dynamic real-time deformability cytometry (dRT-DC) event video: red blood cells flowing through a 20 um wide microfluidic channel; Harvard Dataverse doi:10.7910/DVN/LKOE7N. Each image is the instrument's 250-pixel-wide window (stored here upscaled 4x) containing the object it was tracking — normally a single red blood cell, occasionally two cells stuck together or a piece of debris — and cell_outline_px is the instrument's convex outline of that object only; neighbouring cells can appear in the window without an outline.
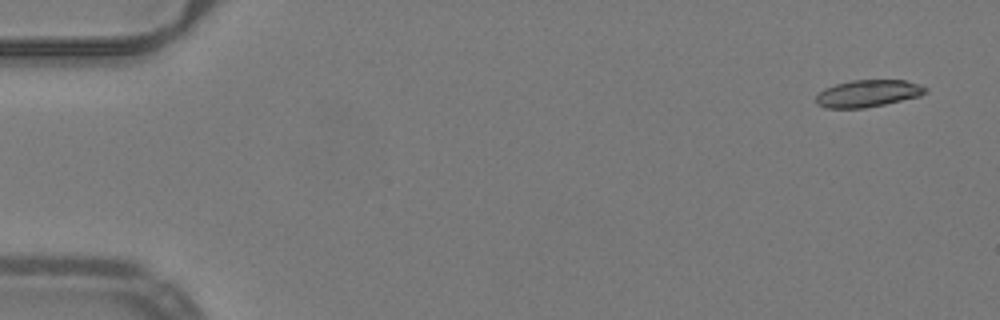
{"species": "common noctule bat (a hibernating species)", "species_latin": "Nyctalus noctula", "temperature_condition": "warm", "stored_images_in_passage": 51, "camera_frame_rate_fps": 3000, "um_per_image_px": 0.085, "animal": {"sex": "male", "body_mass_g": 19.2, "forearm_length_mm": 51.8}, "frame": {"image": 1, "passage_image": 1, "time_ms": 0.0, "image_size_px": [1000, 320], "cell_outline_px": [[928, 92], [920, 96], [884, 104], [864, 108], [828, 108], [816, 104], [816, 96], [824, 88], [836, 84], [852, 80], [904, 80], [920, 84], [928, 88]], "centroid_in_image_um": [73.8, 7.94], "position_along_channel_um": 11.2, "area_um2": 17.28}}
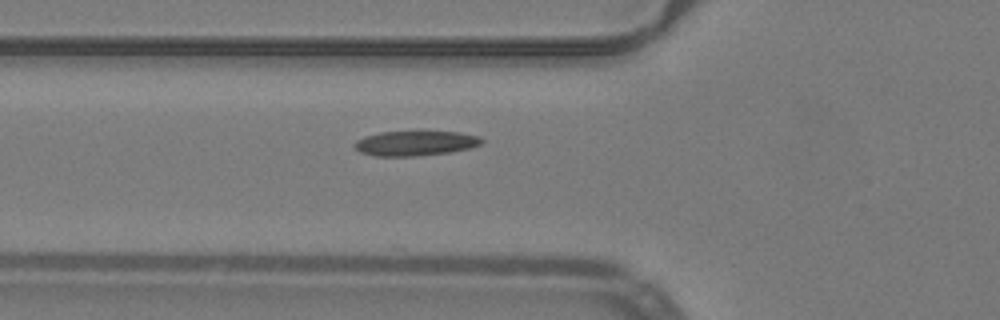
{"frame": {"image": 2, "passage_image": 18, "time_ms": 5.667, "image_size_px": [1000, 320], "cell_outline_px": [[484, 140], [480, 144], [468, 148], [448, 152], [416, 156], [376, 156], [360, 152], [356, 148], [356, 140], [364, 136], [380, 132], [460, 132], [480, 136]], "centroid_in_image_um": [35.31, 12.17], "position_along_channel_um": 90.5, "area_um2": 18.15}}
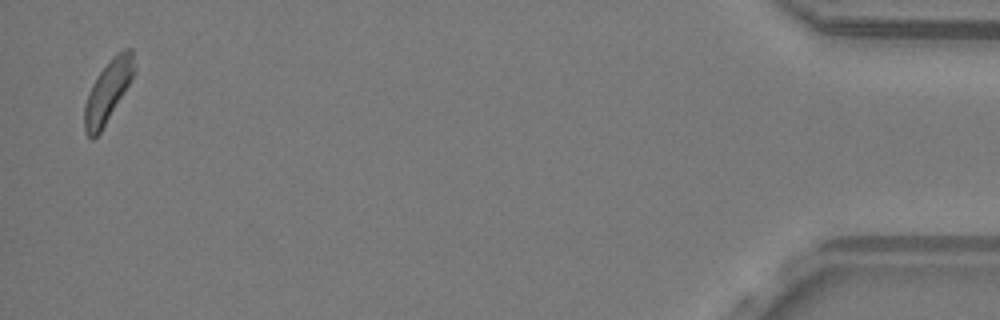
{"frame": {"image": 3, "passage_image": 50, "time_ms": 16.333, "image_size_px": [1000, 320], "cell_outline_px": [[136, 72], [100, 132], [92, 140], [84, 132], [84, 104], [92, 84], [100, 72], [112, 56], [116, 52], [124, 48], [132, 48], [136, 68]], "centroid_in_image_um": [9.18, 7.71], "position_along_channel_um": 426.0, "area_um2": 17.86}, "authors_computed_cell_mechanics": {"area_um2": 18.0914, "velocity_mm_per_s": 3.9691, "shape_relaxation_time_tau1_ms": 7.944, "shape_relaxation_time_tau2_ms": 3.1467, "deformation_change_tau1": 0.1607, "deformation_change_tau2": 0.1248}}